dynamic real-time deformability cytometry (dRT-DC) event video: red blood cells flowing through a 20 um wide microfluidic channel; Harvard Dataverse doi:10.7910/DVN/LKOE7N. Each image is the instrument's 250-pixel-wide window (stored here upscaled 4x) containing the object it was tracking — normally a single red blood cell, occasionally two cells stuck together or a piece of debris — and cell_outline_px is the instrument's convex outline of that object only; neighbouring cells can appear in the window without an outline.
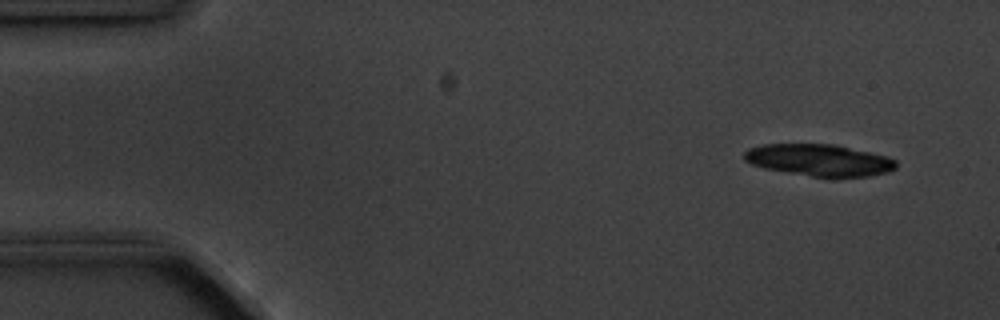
{"species": "common noctule bat (a hibernating species)", "species_latin": "Nyctalus noctula", "temperature_condition": "cold", "stored_images_in_passage": 4, "camera_frame_rate_fps": 3000, "um_per_image_px": 0.085, "animal": {"sex": "male", "body_mass_g": 20.1, "forearm_length_mm": 53.5}, "frame": {"image": 1, "passage_image": 1, "time_ms": 0.0, "image_size_px": [1000, 320], "cell_outline_px": [[896, 168], [888, 172], [868, 176], [812, 176], [764, 168], [752, 164], [744, 160], [744, 152], [748, 148], [764, 144], [832, 144], [888, 156], [896, 160]], "centroid_in_image_um": [69.62, 13.59], "position_along_channel_um": 15.4, "area_um2": 27.8}}